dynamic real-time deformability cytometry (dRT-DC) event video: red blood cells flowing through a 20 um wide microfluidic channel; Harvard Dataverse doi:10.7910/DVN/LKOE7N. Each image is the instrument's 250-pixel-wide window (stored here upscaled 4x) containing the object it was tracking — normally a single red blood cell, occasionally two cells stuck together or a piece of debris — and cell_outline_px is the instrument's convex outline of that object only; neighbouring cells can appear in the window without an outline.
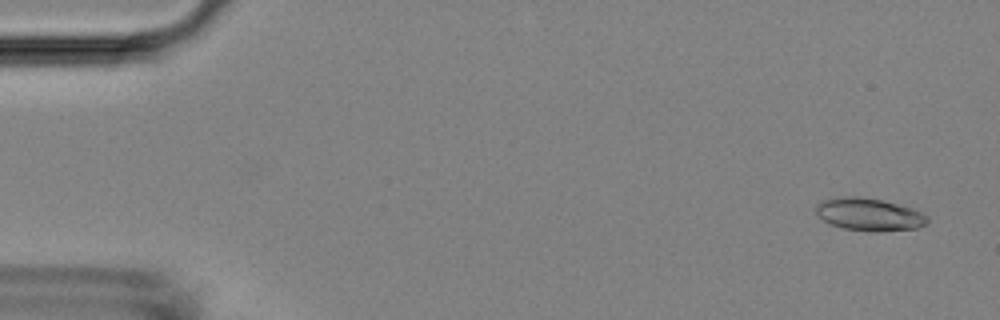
{"species": "Egyptian fruit bat (a non-hibernating species)", "species_latin": "Rousettus aegyptiacus", "temperature_condition": "room temperature", "stored_images_in_passage": 6, "camera_frame_rate_fps": 3000, "um_per_image_px": 0.085, "animal": {"sex": "female"}, "frame": {"image": 1, "passage_image": 1, "time_ms": 0.0, "image_size_px": [1000, 320], "cell_outline_px": [[928, 220], [924, 224], [916, 228], [884, 232], [868, 232], [844, 228], [828, 224], [816, 216], [816, 204], [820, 200], [840, 196], [860, 196], [880, 200], [912, 208], [928, 216]], "centroid_in_image_um": [73.8, 18.23], "position_along_channel_um": 11.2, "area_um2": 21.5}}
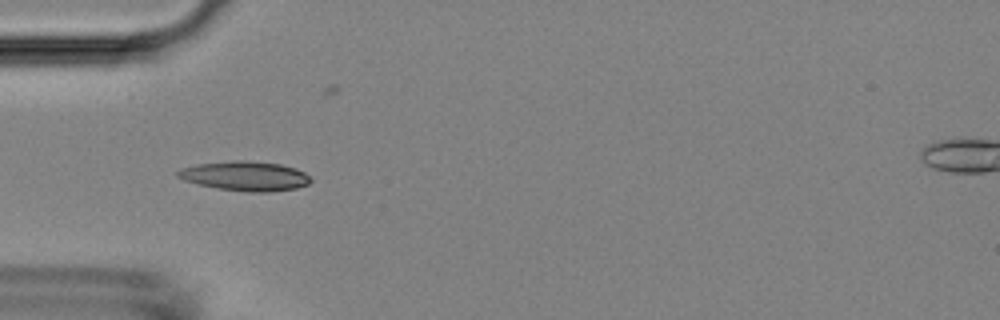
{"frame": {"image": 2, "passage_image": 5, "time_ms": 1.333, "image_size_px": [1000, 320], "cell_outline_px": [[312, 180], [308, 184], [296, 188], [268, 192], [248, 192], [216, 188], [184, 180], [176, 176], [176, 172], [180, 168], [196, 164], [232, 160], [244, 160], [280, 164], [296, 168], [304, 172]], "centroid_in_image_um": [20.82, 14.95], "position_along_channel_um": 64.2, "area_um2": 22.89}}